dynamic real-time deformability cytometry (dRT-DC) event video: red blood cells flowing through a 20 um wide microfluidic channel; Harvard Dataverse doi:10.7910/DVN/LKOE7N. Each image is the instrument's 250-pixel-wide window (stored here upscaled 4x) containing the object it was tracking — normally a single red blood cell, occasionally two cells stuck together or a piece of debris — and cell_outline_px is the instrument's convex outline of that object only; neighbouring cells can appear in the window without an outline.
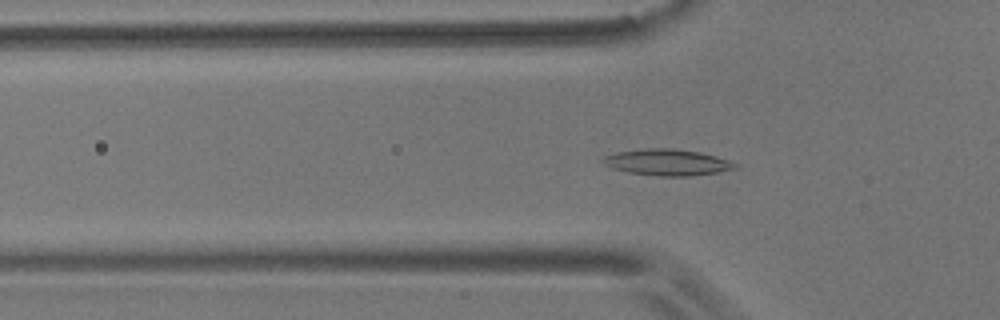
{"species": "common noctule bat (a hibernating species)", "species_latin": "Nyctalus noctula", "temperature_condition": "room temperature", "stored_images_in_passage": 55, "camera_frame_rate_fps": 3000, "um_per_image_px": 0.085, "animal": {"sex": "male", "body_mass_g": 17.9}, "frame": {"image": 1, "passage_image": 17, "time_ms": 5.333, "image_size_px": [1000, 320], "cell_outline_px": [[740, 168], [716, 172], [688, 176], [660, 176], [628, 172], [612, 168], [604, 164], [600, 160], [604, 156], [616, 152], [648, 148], [672, 148], [696, 152], [716, 156], [740, 164]], "centroid_in_image_um": [56.72, 13.8], "position_along_channel_um": 69.1, "area_um2": 20.17}}
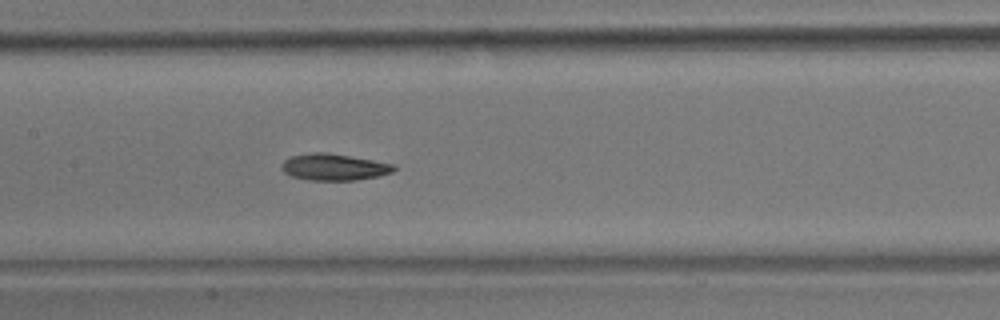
{"frame": {"image": 2, "passage_image": 26, "time_ms": 8.333, "image_size_px": [1000, 320], "cell_outline_px": [[396, 168], [392, 172], [380, 176], [356, 180], [308, 180], [292, 176], [284, 172], [280, 168], [280, 164], [284, 160], [292, 156], [312, 152], [328, 152], [372, 160], [392, 164]], "centroid_in_image_um": [28.35, 14.2], "position_along_channel_um": 179.0, "area_um2": 17.4}}
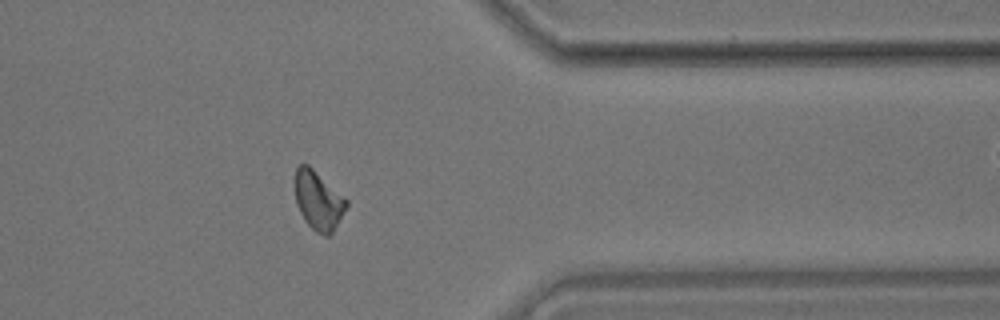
{"frame": {"image": 3, "passage_image": 44, "time_ms": 14.333, "image_size_px": [1000, 320], "cell_outline_px": [[348, 204], [332, 232], [328, 236], [324, 236], [316, 232], [304, 220], [296, 204], [296, 168], [300, 164], [308, 164], [348, 200]], "centroid_in_image_um": [27.06, 17.05], "position_along_channel_um": 384.3, "area_um2": 17.28}, "authors_computed_cell_mechanics": {"area_um2": 17.5712, "velocity_mm_per_s": 3.6426, "shape_relaxation_time_tau1_ms": 7.0644, "shape_relaxation_time_tau2_ms": 9.3138, "deformation_change_tau1": 0.174, "deformation_change_tau2": 0.1488}}